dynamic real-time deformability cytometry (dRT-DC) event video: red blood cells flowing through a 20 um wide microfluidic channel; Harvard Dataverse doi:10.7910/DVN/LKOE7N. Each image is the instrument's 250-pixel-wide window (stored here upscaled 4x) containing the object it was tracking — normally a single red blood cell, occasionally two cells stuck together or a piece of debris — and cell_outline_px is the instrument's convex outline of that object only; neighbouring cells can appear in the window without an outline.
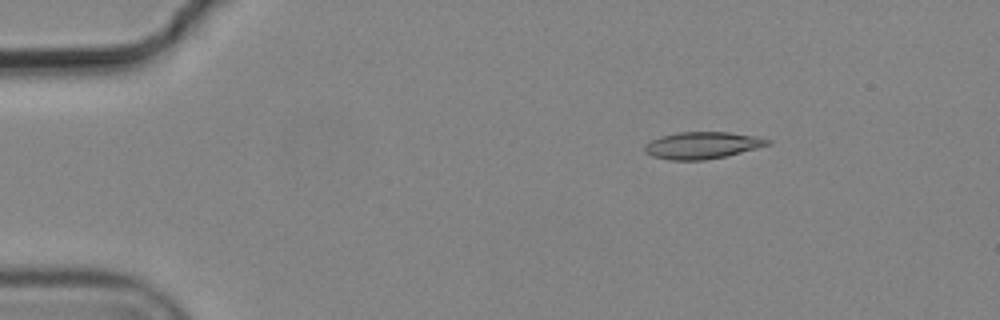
{"species": "common noctule bat (a hibernating species)", "species_latin": "Nyctalus noctula", "temperature_condition": "cold", "stored_images_in_passage": 4, "camera_frame_rate_fps": 3000, "um_per_image_px": 0.085, "animal": {"sex": "male", "body_mass_g": 19.2, "forearm_length_mm": 51.8}, "frame": {"image": 1, "passage_image": 2, "time_ms": 0.333, "image_size_px": [1000, 320], "cell_outline_px": [[772, 144], [724, 156], [704, 160], [668, 160], [652, 156], [644, 152], [644, 144], [660, 136], [676, 132], [732, 132], [756, 136], [772, 140]], "centroid_in_image_um": [59.67, 12.34], "position_along_channel_um": 25.3, "area_um2": 19.36}}